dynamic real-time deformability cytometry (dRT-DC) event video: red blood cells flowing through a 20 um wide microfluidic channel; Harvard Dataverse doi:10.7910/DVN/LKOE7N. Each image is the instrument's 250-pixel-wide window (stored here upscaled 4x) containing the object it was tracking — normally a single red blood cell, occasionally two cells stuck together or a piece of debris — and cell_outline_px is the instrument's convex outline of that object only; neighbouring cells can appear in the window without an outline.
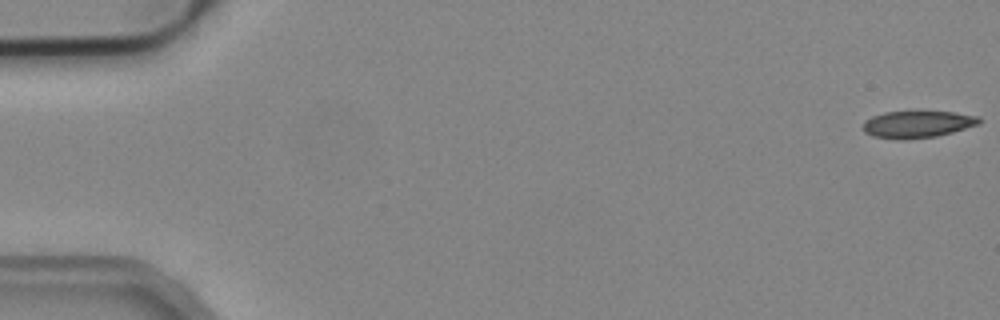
{"species": "common noctule bat (a hibernating species)", "species_latin": "Nyctalus noctula", "temperature_condition": "cold", "stored_images_in_passage": 49, "camera_frame_rate_fps": 3000, "um_per_image_px": 0.085, "animal": {"sex": "male", "body_mass_g": 19.2, "forearm_length_mm": 51.8}, "frame": {"image": 1, "passage_image": 1, "time_ms": 0.0, "image_size_px": [1000, 320], "cell_outline_px": [[980, 124], [952, 132], [936, 136], [904, 140], [896, 140], [872, 136], [864, 132], [864, 120], [872, 116], [884, 112], [952, 112], [980, 116]], "centroid_in_image_um": [77.96, 10.57], "position_along_channel_um": 7.0, "area_um2": 18.26}}
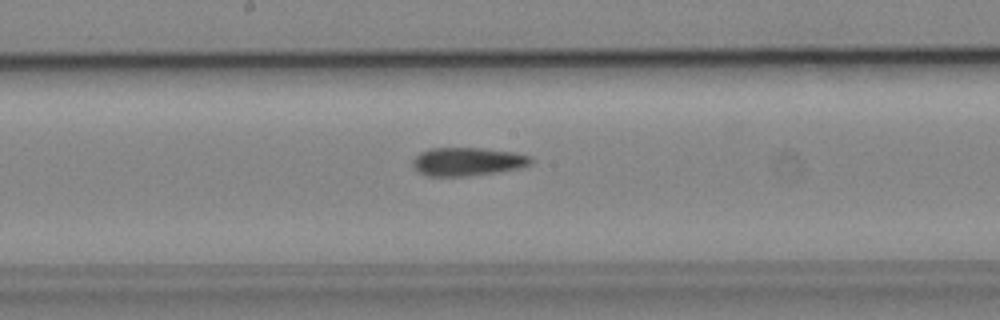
{"frame": {"image": 2, "passage_image": 28, "time_ms": 9.0, "image_size_px": [1000, 320], "cell_outline_px": [[532, 164], [520, 168], [496, 172], [468, 176], [428, 176], [412, 168], [412, 160], [420, 152], [428, 148], [484, 148], [512, 152], [532, 156]], "centroid_in_image_um": [39.72, 13.73], "position_along_channel_um": 208.5, "area_um2": 19.65}}
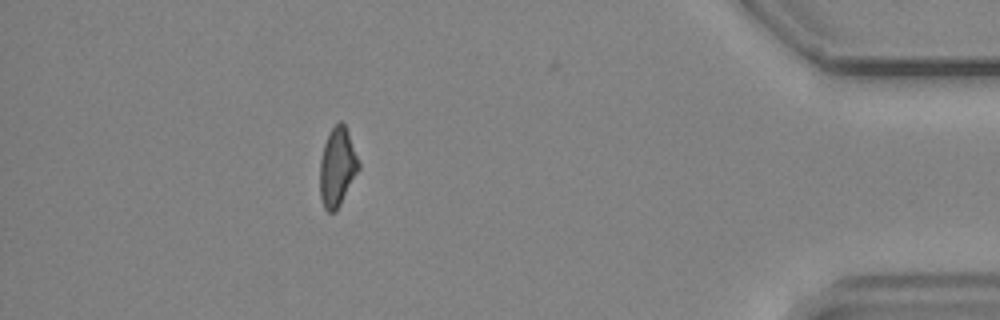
{"frame": {"image": 3, "passage_image": 47, "time_ms": 15.333, "image_size_px": [1000, 320], "cell_outline_px": [[360, 168], [336, 212], [328, 212], [324, 208], [320, 196], [320, 160], [324, 144], [328, 132], [340, 120], [344, 124], [348, 132], [360, 164]], "centroid_in_image_um": [28.66, 14.21], "position_along_channel_um": 406.5, "area_um2": 17.74}, "authors_computed_cell_mechanics": {"area_um2": 19.1896, "velocity_mm_per_s": 3.9303, "shape_relaxation_time_tau1_ms": null, "shape_relaxation_time_tau2_ms": 5.0846, "deformation_change_tau1": null, "deformation_change_tau2": 0.142}}